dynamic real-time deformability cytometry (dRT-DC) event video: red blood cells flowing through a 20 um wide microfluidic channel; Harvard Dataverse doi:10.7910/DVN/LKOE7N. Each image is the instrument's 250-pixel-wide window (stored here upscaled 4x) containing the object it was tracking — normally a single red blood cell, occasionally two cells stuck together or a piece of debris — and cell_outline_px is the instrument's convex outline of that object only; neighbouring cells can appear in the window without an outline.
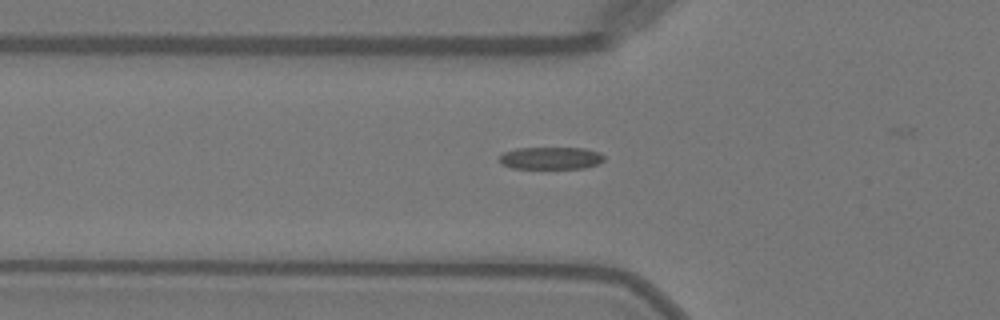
{"species": "Egyptian fruit bat (a non-hibernating species)", "species_latin": "Rousettus aegyptiacus", "temperature_condition": "warm", "stored_images_in_passage": 37, "camera_frame_rate_fps": 3000, "um_per_image_px": 0.085, "animal": {"sex": "female"}, "frame": {"image": 1, "passage_image": 3, "time_ms": 0.667, "image_size_px": [1000, 320], "cell_outline_px": [[604, 160], [596, 164], [584, 168], [512, 168], [500, 164], [500, 156], [504, 152], [516, 148], [584, 148], [600, 152], [604, 156]], "centroid_in_image_um": [46.81, 13.43], "position_along_channel_um": 79.0, "area_um2": 13.58}}
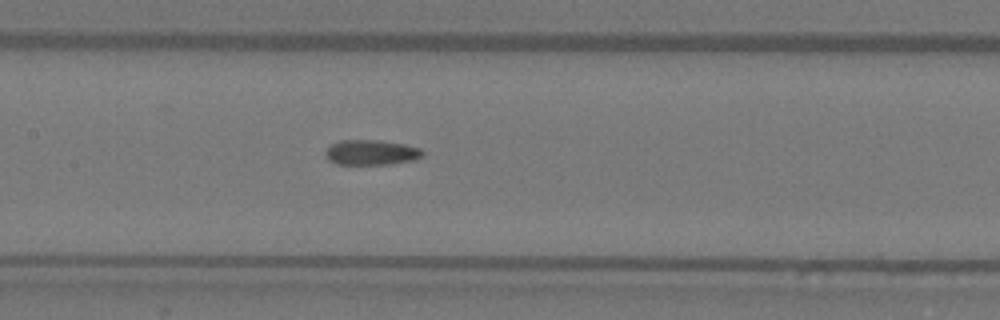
{"frame": {"image": 2, "passage_image": 10, "time_ms": 3.0, "image_size_px": [1000, 320], "cell_outline_px": [[424, 156], [416, 160], [392, 164], [336, 164], [328, 160], [324, 156], [324, 152], [332, 144], [340, 140], [376, 140], [404, 144], [420, 148], [424, 152]], "centroid_in_image_um": [31.57, 12.97], "position_along_channel_um": 175.8, "area_um2": 14.39}}
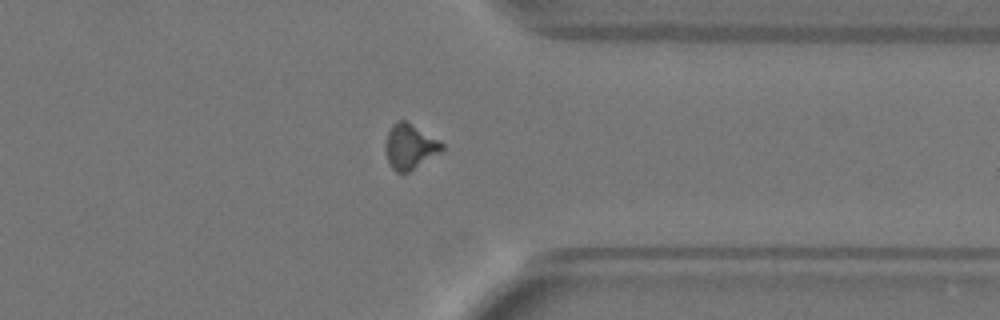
{"frame": {"image": 3, "passage_image": 25, "time_ms": 8.0, "image_size_px": [1000, 320], "cell_outline_px": [[444, 148], [440, 152], [408, 172], [396, 172], [392, 168], [388, 160], [384, 144], [388, 132], [392, 124], [396, 120], [404, 120], [440, 140], [444, 144]], "centroid_in_image_um": [34.83, 12.44], "position_along_channel_um": 376.6, "area_um2": 14.68}, "authors_computed_cell_mechanics": {"area_um2": 14.2188, "velocity_mm_per_s": 4.0984, "shape_relaxation_time_tau1_ms": 10.1714, "shape_relaxation_time_tau2_ms": 2.1659, "deformation_change_tau1": 0.2587, "deformation_change_tau2": 0.0918}}